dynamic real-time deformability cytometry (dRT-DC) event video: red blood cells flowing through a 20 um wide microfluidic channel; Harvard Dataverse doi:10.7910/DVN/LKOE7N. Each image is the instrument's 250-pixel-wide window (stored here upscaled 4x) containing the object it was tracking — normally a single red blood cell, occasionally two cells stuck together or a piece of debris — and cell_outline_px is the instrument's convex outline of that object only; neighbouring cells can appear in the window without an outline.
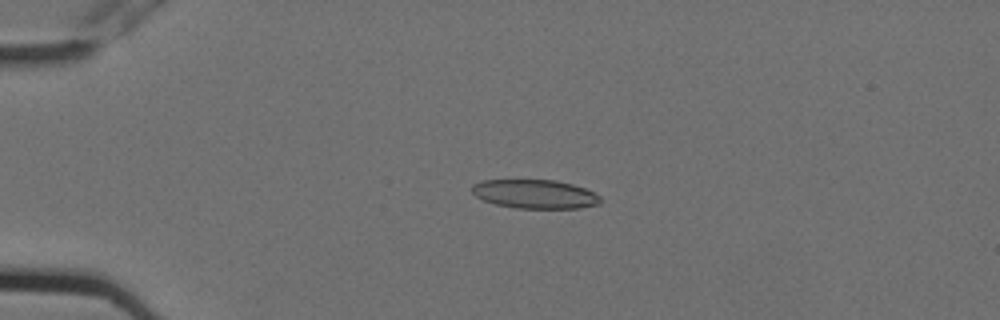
{"species": "Egyptian fruit bat (a non-hibernating species)", "species_latin": "Rousettus aegyptiacus", "temperature_condition": "cold", "stored_images_in_passage": 5, "camera_frame_rate_fps": 3000, "um_per_image_px": 0.085, "animal": {"sex": "female"}, "frame": {"image": 1, "passage_image": 4, "time_ms": 1.0, "image_size_px": [1000, 320], "cell_outline_px": [[604, 200], [600, 204], [580, 208], [516, 208], [496, 204], [484, 200], [476, 196], [472, 192], [472, 184], [484, 180], [556, 180], [572, 184], [584, 188], [600, 196]], "centroid_in_image_um": [45.5, 16.5], "position_along_channel_um": 39.5, "area_um2": 21.62}}